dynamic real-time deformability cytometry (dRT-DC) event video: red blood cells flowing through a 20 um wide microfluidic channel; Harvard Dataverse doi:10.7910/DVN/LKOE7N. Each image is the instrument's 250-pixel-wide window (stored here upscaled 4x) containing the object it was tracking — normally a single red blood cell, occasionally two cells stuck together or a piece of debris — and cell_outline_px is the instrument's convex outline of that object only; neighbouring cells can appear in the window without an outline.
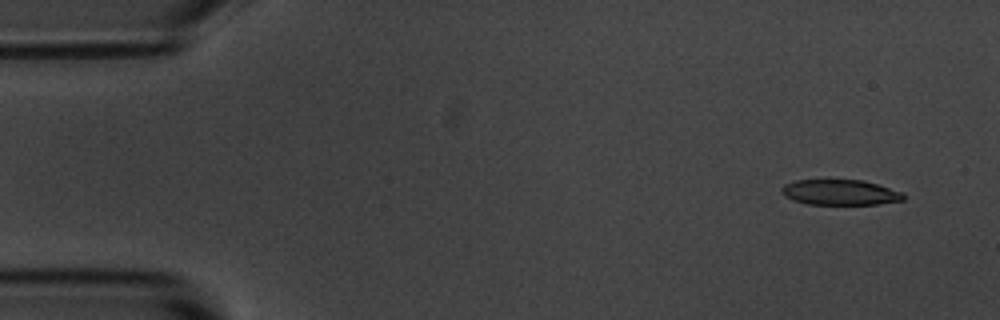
{"species": "common noctule bat (a hibernating species)", "species_latin": "Nyctalus noctula", "temperature_condition": "room temperature", "stored_images_in_passage": 7, "camera_frame_rate_fps": 3000, "um_per_image_px": 0.085, "animal": {"sex": "male", "body_mass_g": 20.1, "forearm_length_mm": 53.5}, "frame": {"image": 1, "passage_image": 1, "time_ms": 0.0, "image_size_px": [1000, 320], "cell_outline_px": [[904, 200], [876, 204], [808, 204], [792, 200], [784, 196], [780, 192], [780, 188], [784, 184], [796, 180], [860, 180], [876, 184], [904, 192]], "centroid_in_image_um": [71.37, 16.35], "position_along_channel_um": 13.6, "area_um2": 18.03}}
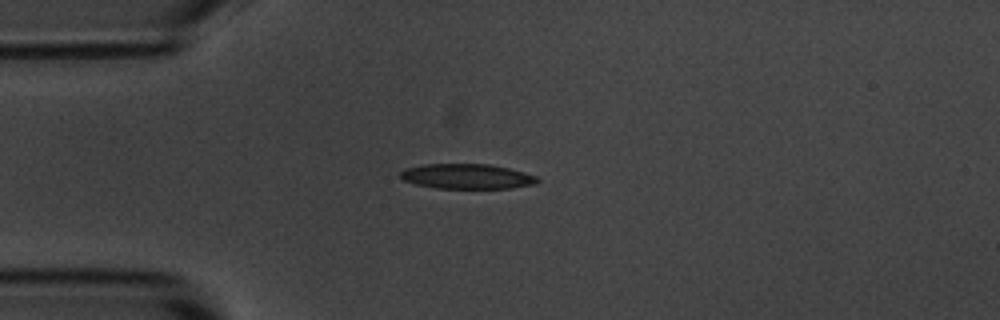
{"frame": {"image": 2, "passage_image": 4, "time_ms": 3.333, "image_size_px": [1000, 320], "cell_outline_px": [[540, 180], [536, 184], [512, 188], [436, 188], [416, 184], [404, 180], [400, 176], [400, 172], [404, 168], [424, 164], [488, 164], [508, 168], [524, 172], [536, 176]], "centroid_in_image_um": [39.7, 14.99], "position_along_channel_um": 45.3, "area_um2": 19.94}}
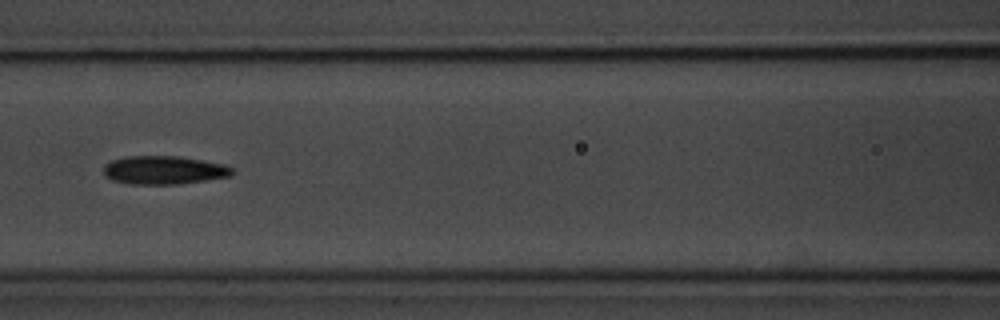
{"frame": {"image": 3, "passage_image": 7, "time_ms": 6.667, "image_size_px": [1000, 320], "cell_outline_px": [[232, 176], [176, 184], [132, 184], [112, 180], [104, 176], [104, 164], [112, 160], [128, 156], [176, 156], [224, 164], [232, 168]], "centroid_in_image_um": [13.89, 14.46], "position_along_channel_um": 152.7, "area_um2": 21.1}}